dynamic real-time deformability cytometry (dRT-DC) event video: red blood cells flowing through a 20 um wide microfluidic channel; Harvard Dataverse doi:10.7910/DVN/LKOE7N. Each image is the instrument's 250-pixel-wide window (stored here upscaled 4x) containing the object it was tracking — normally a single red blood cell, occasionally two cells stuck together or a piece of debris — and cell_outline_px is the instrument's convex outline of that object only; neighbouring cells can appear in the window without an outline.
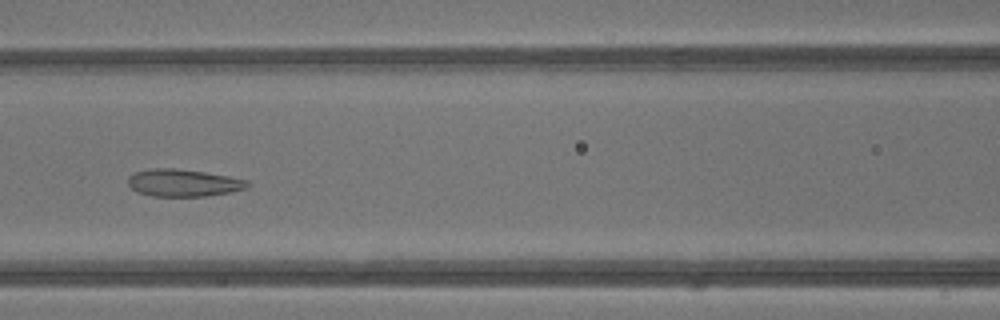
{"species": "common noctule bat (a hibernating species)", "species_latin": "Nyctalus noctula", "temperature_condition": "warm", "stored_images_in_passage": 42, "camera_frame_rate_fps": 3000, "um_per_image_px": 0.085, "animal": {"sex": "male", "body_mass_g": 13.3}, "frame": {"image": 1, "passage_image": 19, "time_ms": 6.0, "image_size_px": [1000, 320], "cell_outline_px": [[252, 184], [248, 188], [232, 192], [208, 196], [152, 196], [136, 192], [128, 184], [128, 176], [136, 172], [152, 168], [176, 168], [204, 172], [228, 176], [248, 180]], "centroid_in_image_um": [15.62, 15.55], "position_along_channel_um": 151.0, "area_um2": 19.19}}
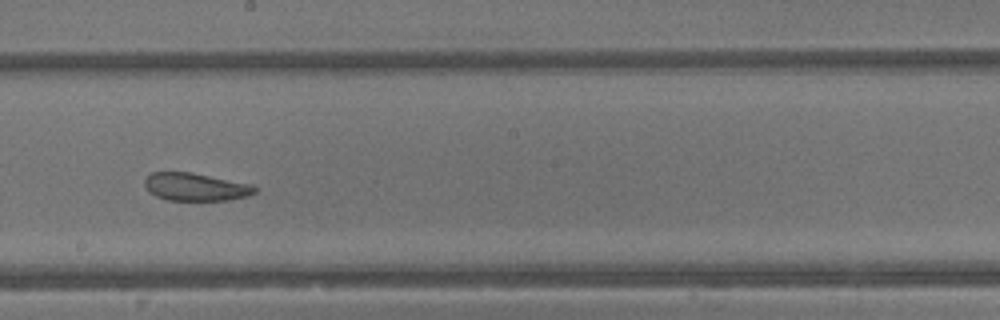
{"frame": {"image": 2, "passage_image": 24, "time_ms": 7.667, "image_size_px": [1000, 320], "cell_outline_px": [[260, 188], [256, 192], [248, 196], [228, 200], [168, 200], [156, 196], [148, 192], [144, 184], [144, 180], [152, 172], [192, 172], [252, 184]], "centroid_in_image_um": [16.65, 15.88], "position_along_channel_um": 231.5, "area_um2": 18.03}}
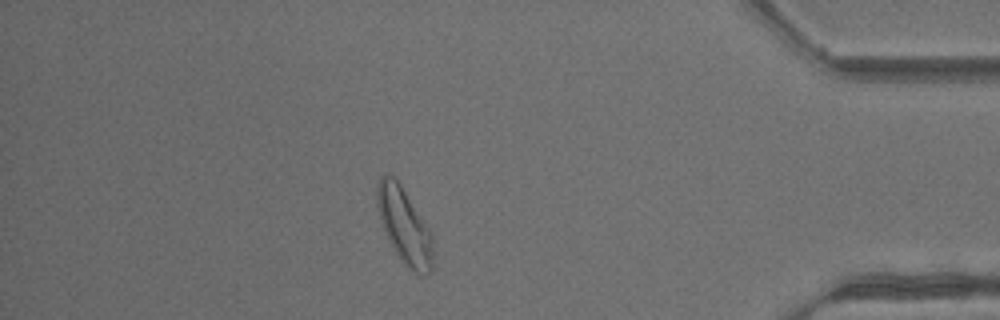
{"frame": {"image": 3, "passage_image": 37, "time_ms": 12.0, "image_size_px": [1000, 320], "cell_outline_px": [[432, 272], [424, 276], [420, 276], [412, 272], [400, 260], [392, 248], [384, 232], [380, 220], [376, 204], [376, 184], [380, 176], [388, 172], [400, 184], [432, 232]], "centroid_in_image_um": [34.35, 19.22], "position_along_channel_um": 400.8, "area_um2": 25.14}, "authors_computed_cell_mechanics": {"area_um2": 22.8888, "velocity_mm_per_s": 4.8558, "shape_relaxation_time_tau1_ms": null, "shape_relaxation_time_tau2_ms": 2.623, "deformation_change_tau1": null, "deformation_change_tau2": 0.1027}}